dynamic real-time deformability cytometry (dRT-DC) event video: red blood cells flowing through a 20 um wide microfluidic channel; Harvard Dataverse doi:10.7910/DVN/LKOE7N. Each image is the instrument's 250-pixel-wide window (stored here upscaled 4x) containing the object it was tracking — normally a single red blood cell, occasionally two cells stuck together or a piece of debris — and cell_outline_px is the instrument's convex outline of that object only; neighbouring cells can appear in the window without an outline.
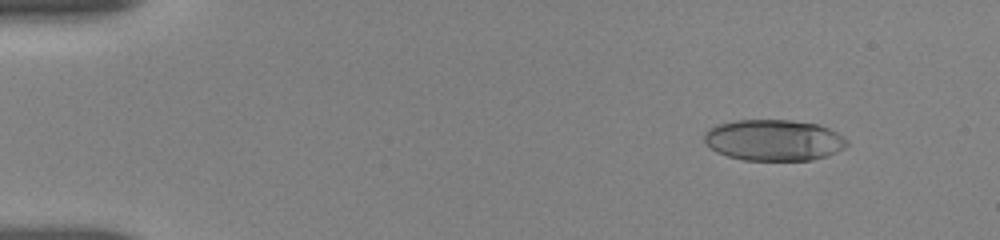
{"species": "human", "species_latin": "Homo sapiens", "temperature_condition": "room temperature", "stored_images_in_passage": 51, "camera_frame_rate_fps": 3000, "um_per_image_px": 0.085, "donor": {"sex": "female"}, "frame": {"image": 1, "passage_image": 2, "time_ms": 0.333, "image_size_px": [1000, 240], "cell_outline_px": [[848, 144], [844, 148], [828, 156], [812, 160], [744, 160], [728, 156], [716, 152], [704, 144], [704, 132], [708, 128], [720, 124], [736, 120], [792, 120], [816, 124], [828, 128], [836, 132], [848, 140]], "centroid_in_image_um": [65.75, 11.92], "position_along_channel_um": 19.2, "area_um2": 34.39}}
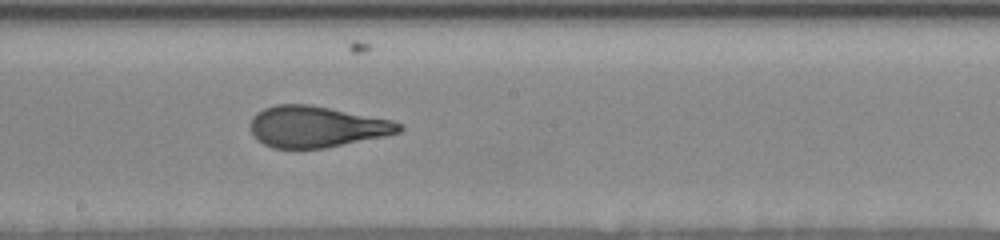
{"frame": {"image": 2, "passage_image": 27, "time_ms": 8.667, "image_size_px": [1000, 240], "cell_outline_px": [[404, 128], [400, 132], [384, 136], [324, 148], [272, 148], [256, 140], [252, 136], [248, 124], [252, 116], [256, 112], [264, 108], [276, 104], [308, 104], [392, 120], [404, 124]], "centroid_in_image_um": [26.85, 10.77], "position_along_channel_um": 221.4, "area_um2": 35.89}}
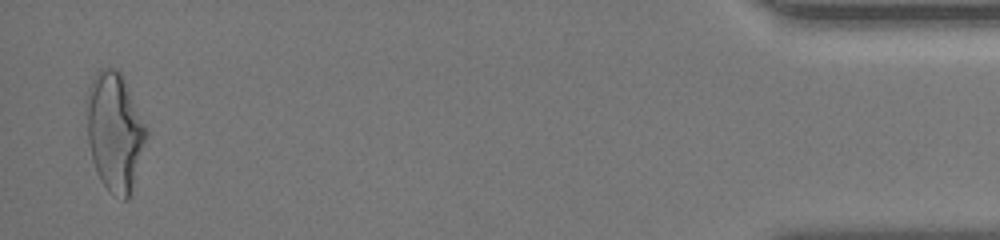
{"frame": {"image": 3, "passage_image": 50, "time_ms": 16.333, "image_size_px": [1000, 240], "cell_outline_px": [[148, 136], [128, 196], [124, 200], [112, 192], [104, 184], [92, 160], [88, 144], [88, 88], [92, 76], [96, 68], [112, 68], [120, 72], [148, 128]], "centroid_in_image_um": [9.75, 11.11], "position_along_channel_um": 425.4, "area_um2": 40.29}, "authors_computed_cell_mechanics": {"area_um2": 35.9516, "velocity_mm_per_s": 3.6715, "shape_relaxation_time_tau1_ms": 7.0187, "shape_relaxation_time_tau2_ms": 1.0762, "deformation_change_tau1": 0.2344, "deformation_change_tau2": 0.0798}}